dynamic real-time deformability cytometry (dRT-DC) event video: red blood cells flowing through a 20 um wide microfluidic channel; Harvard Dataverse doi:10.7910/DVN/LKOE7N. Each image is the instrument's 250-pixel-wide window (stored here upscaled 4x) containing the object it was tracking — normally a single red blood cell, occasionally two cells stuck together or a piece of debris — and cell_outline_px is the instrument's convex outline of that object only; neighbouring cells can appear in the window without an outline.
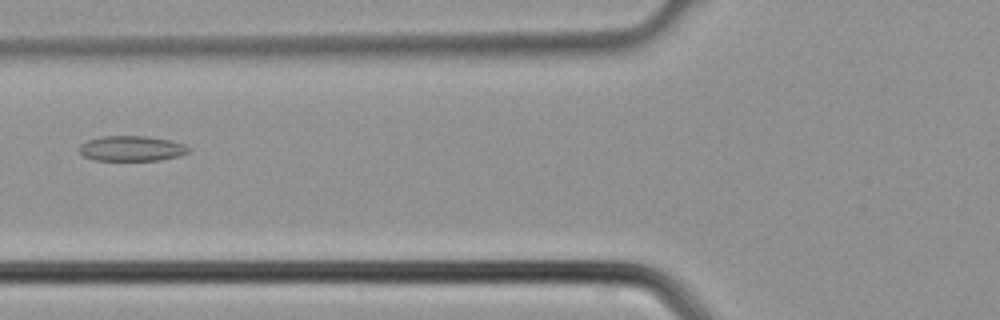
{"species": "common noctule bat (a hibernating species)", "species_latin": "Nyctalus noctula", "temperature_condition": "cold", "stored_images_in_passage": 2, "camera_frame_rate_fps": 3000, "um_per_image_px": 0.085, "animal": {"sex": "male", "body_mass_g": 21.5, "forearm_length_mm": 52.0}, "frame": {"image": 1, "passage_image": 2, "time_ms": 0.333, "image_size_px": [1000, 320], "cell_outline_px": [[192, 148], [188, 152], [180, 156], [160, 160], [92, 160], [84, 156], [80, 152], [80, 144], [88, 140], [100, 136], [148, 136], [168, 140], [184, 144]], "centroid_in_image_um": [11.2, 12.62], "position_along_channel_um": 114.6, "area_um2": 16.13}}